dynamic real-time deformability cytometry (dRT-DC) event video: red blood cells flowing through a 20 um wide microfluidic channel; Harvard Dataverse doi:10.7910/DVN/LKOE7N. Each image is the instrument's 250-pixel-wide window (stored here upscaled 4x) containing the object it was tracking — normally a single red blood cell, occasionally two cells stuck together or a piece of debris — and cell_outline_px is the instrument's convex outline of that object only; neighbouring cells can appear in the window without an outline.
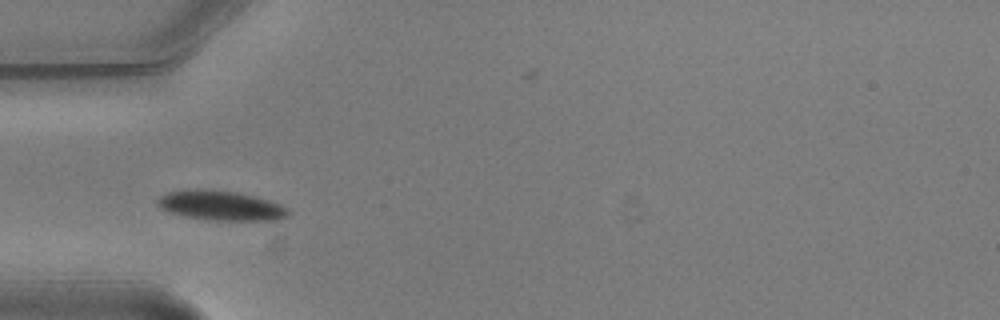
{"species": "common noctule bat (a hibernating species)", "species_latin": "Nyctalus noctula", "temperature_condition": "warm", "stored_images_in_passage": 5, "camera_frame_rate_fps": 3000, "um_per_image_px": 0.085, "animal": {"sex": "male", "body_mass_g": 20.5, "forearm_length_mm": 52.5}, "frame": {"image": 1, "passage_image": 4, "time_ms": 1.0, "image_size_px": [1000, 320], "cell_outline_px": [[288, 216], [276, 220], [208, 220], [184, 216], [168, 212], [160, 208], [156, 204], [156, 200], [160, 196], [168, 192], [196, 188], [204, 188], [236, 192], [268, 200], [280, 204], [288, 208]], "centroid_in_image_um": [18.71, 17.47], "position_along_channel_um": 66.3, "area_um2": 22.72}}
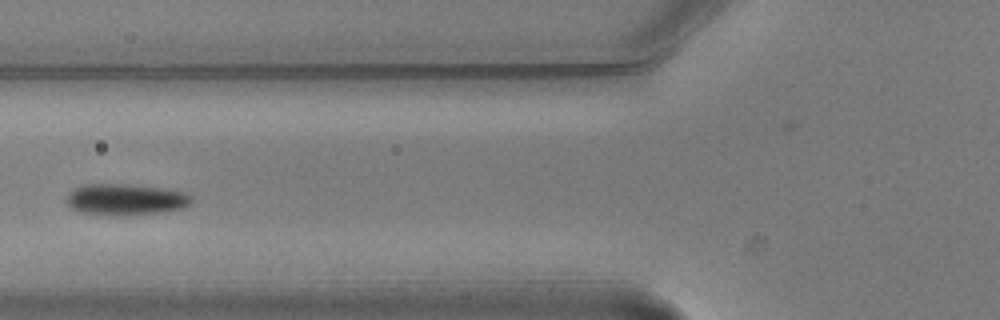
{"frame": {"image": 2, "passage_image": 5, "time_ms": 1.333, "image_size_px": [1000, 320], "cell_outline_px": [[192, 200], [184, 208], [164, 212], [116, 216], [108, 216], [80, 212], [72, 208], [68, 204], [68, 192], [84, 184], [128, 184], [160, 188], [184, 192], [192, 196]], "centroid_in_image_um": [10.67, 16.97], "position_along_channel_um": 115.1, "area_um2": 22.83}}